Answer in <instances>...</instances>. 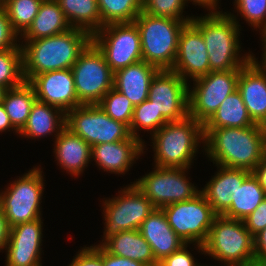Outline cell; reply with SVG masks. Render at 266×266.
Instances as JSON below:
<instances>
[{
  "mask_svg": "<svg viewBox=\"0 0 266 266\" xmlns=\"http://www.w3.org/2000/svg\"><path fill=\"white\" fill-rule=\"evenodd\" d=\"M100 245L110 254L141 262L145 266L159 264L153 256L151 246L139 230L121 231Z\"/></svg>",
  "mask_w": 266,
  "mask_h": 266,
  "instance_id": "obj_26",
  "label": "cell"
},
{
  "mask_svg": "<svg viewBox=\"0 0 266 266\" xmlns=\"http://www.w3.org/2000/svg\"><path fill=\"white\" fill-rule=\"evenodd\" d=\"M204 252L225 266L254 259L253 236L242 220L217 215L203 244Z\"/></svg>",
  "mask_w": 266,
  "mask_h": 266,
  "instance_id": "obj_6",
  "label": "cell"
},
{
  "mask_svg": "<svg viewBox=\"0 0 266 266\" xmlns=\"http://www.w3.org/2000/svg\"><path fill=\"white\" fill-rule=\"evenodd\" d=\"M189 83L172 70H159L150 83L148 99L169 122L189 115Z\"/></svg>",
  "mask_w": 266,
  "mask_h": 266,
  "instance_id": "obj_15",
  "label": "cell"
},
{
  "mask_svg": "<svg viewBox=\"0 0 266 266\" xmlns=\"http://www.w3.org/2000/svg\"><path fill=\"white\" fill-rule=\"evenodd\" d=\"M68 266H103V247L94 245L82 248Z\"/></svg>",
  "mask_w": 266,
  "mask_h": 266,
  "instance_id": "obj_40",
  "label": "cell"
},
{
  "mask_svg": "<svg viewBox=\"0 0 266 266\" xmlns=\"http://www.w3.org/2000/svg\"><path fill=\"white\" fill-rule=\"evenodd\" d=\"M229 266H266V262L258 261L256 259H252L246 262H240L236 264H232Z\"/></svg>",
  "mask_w": 266,
  "mask_h": 266,
  "instance_id": "obj_49",
  "label": "cell"
},
{
  "mask_svg": "<svg viewBox=\"0 0 266 266\" xmlns=\"http://www.w3.org/2000/svg\"><path fill=\"white\" fill-rule=\"evenodd\" d=\"M159 263L186 243L171 228L162 209L155 208L139 229Z\"/></svg>",
  "mask_w": 266,
  "mask_h": 266,
  "instance_id": "obj_21",
  "label": "cell"
},
{
  "mask_svg": "<svg viewBox=\"0 0 266 266\" xmlns=\"http://www.w3.org/2000/svg\"><path fill=\"white\" fill-rule=\"evenodd\" d=\"M24 82L22 49L0 51V85L8 90L19 87Z\"/></svg>",
  "mask_w": 266,
  "mask_h": 266,
  "instance_id": "obj_34",
  "label": "cell"
},
{
  "mask_svg": "<svg viewBox=\"0 0 266 266\" xmlns=\"http://www.w3.org/2000/svg\"><path fill=\"white\" fill-rule=\"evenodd\" d=\"M235 7L252 27L261 32L266 28V0H239Z\"/></svg>",
  "mask_w": 266,
  "mask_h": 266,
  "instance_id": "obj_38",
  "label": "cell"
},
{
  "mask_svg": "<svg viewBox=\"0 0 266 266\" xmlns=\"http://www.w3.org/2000/svg\"><path fill=\"white\" fill-rule=\"evenodd\" d=\"M172 71L188 82L208 74L210 64L201 31L192 23H186L179 36L178 51Z\"/></svg>",
  "mask_w": 266,
  "mask_h": 266,
  "instance_id": "obj_16",
  "label": "cell"
},
{
  "mask_svg": "<svg viewBox=\"0 0 266 266\" xmlns=\"http://www.w3.org/2000/svg\"><path fill=\"white\" fill-rule=\"evenodd\" d=\"M13 129L16 133H19V131L12 125L10 118L8 114L5 111V108L2 103H0V132H6V130Z\"/></svg>",
  "mask_w": 266,
  "mask_h": 266,
  "instance_id": "obj_47",
  "label": "cell"
},
{
  "mask_svg": "<svg viewBox=\"0 0 266 266\" xmlns=\"http://www.w3.org/2000/svg\"><path fill=\"white\" fill-rule=\"evenodd\" d=\"M238 1H239V0H235L234 5H236ZM217 2H218V0H217Z\"/></svg>",
  "mask_w": 266,
  "mask_h": 266,
  "instance_id": "obj_54",
  "label": "cell"
},
{
  "mask_svg": "<svg viewBox=\"0 0 266 266\" xmlns=\"http://www.w3.org/2000/svg\"><path fill=\"white\" fill-rule=\"evenodd\" d=\"M155 170L135 181L138 189L151 201L155 208L195 198L201 193L186 178L189 168H161ZM186 171V173H185Z\"/></svg>",
  "mask_w": 266,
  "mask_h": 266,
  "instance_id": "obj_14",
  "label": "cell"
},
{
  "mask_svg": "<svg viewBox=\"0 0 266 266\" xmlns=\"http://www.w3.org/2000/svg\"><path fill=\"white\" fill-rule=\"evenodd\" d=\"M43 0H8L3 7L6 9L13 30L22 35L38 14Z\"/></svg>",
  "mask_w": 266,
  "mask_h": 266,
  "instance_id": "obj_35",
  "label": "cell"
},
{
  "mask_svg": "<svg viewBox=\"0 0 266 266\" xmlns=\"http://www.w3.org/2000/svg\"><path fill=\"white\" fill-rule=\"evenodd\" d=\"M167 122L169 121L161 113H157L153 101L147 99L141 104L134 106L133 118L129 131L132 137L139 139L144 144L137 133L138 131L142 129L150 132L152 131L151 133L154 134Z\"/></svg>",
  "mask_w": 266,
  "mask_h": 266,
  "instance_id": "obj_33",
  "label": "cell"
},
{
  "mask_svg": "<svg viewBox=\"0 0 266 266\" xmlns=\"http://www.w3.org/2000/svg\"><path fill=\"white\" fill-rule=\"evenodd\" d=\"M219 170L202 188L201 193L217 215H223L231 206V195L252 173L245 169L228 168L216 165Z\"/></svg>",
  "mask_w": 266,
  "mask_h": 266,
  "instance_id": "obj_22",
  "label": "cell"
},
{
  "mask_svg": "<svg viewBox=\"0 0 266 266\" xmlns=\"http://www.w3.org/2000/svg\"><path fill=\"white\" fill-rule=\"evenodd\" d=\"M256 125L238 90L226 97L219 108L203 124V128H243Z\"/></svg>",
  "mask_w": 266,
  "mask_h": 266,
  "instance_id": "obj_28",
  "label": "cell"
},
{
  "mask_svg": "<svg viewBox=\"0 0 266 266\" xmlns=\"http://www.w3.org/2000/svg\"><path fill=\"white\" fill-rule=\"evenodd\" d=\"M253 175L258 179L259 184L266 192V156L252 171Z\"/></svg>",
  "mask_w": 266,
  "mask_h": 266,
  "instance_id": "obj_46",
  "label": "cell"
},
{
  "mask_svg": "<svg viewBox=\"0 0 266 266\" xmlns=\"http://www.w3.org/2000/svg\"><path fill=\"white\" fill-rule=\"evenodd\" d=\"M72 28L55 0L41 3L38 14L29 28L20 36L24 40H38L63 33Z\"/></svg>",
  "mask_w": 266,
  "mask_h": 266,
  "instance_id": "obj_27",
  "label": "cell"
},
{
  "mask_svg": "<svg viewBox=\"0 0 266 266\" xmlns=\"http://www.w3.org/2000/svg\"><path fill=\"white\" fill-rule=\"evenodd\" d=\"M6 88L3 87L2 85H0V103H2V100L4 98L5 92H6Z\"/></svg>",
  "mask_w": 266,
  "mask_h": 266,
  "instance_id": "obj_51",
  "label": "cell"
},
{
  "mask_svg": "<svg viewBox=\"0 0 266 266\" xmlns=\"http://www.w3.org/2000/svg\"><path fill=\"white\" fill-rule=\"evenodd\" d=\"M72 133L80 136L91 147L128 139L129 127L109 117L98 104L80 105L66 113V124Z\"/></svg>",
  "mask_w": 266,
  "mask_h": 266,
  "instance_id": "obj_10",
  "label": "cell"
},
{
  "mask_svg": "<svg viewBox=\"0 0 266 266\" xmlns=\"http://www.w3.org/2000/svg\"><path fill=\"white\" fill-rule=\"evenodd\" d=\"M186 0H142V11L152 16L169 17L191 22L193 17H183Z\"/></svg>",
  "mask_w": 266,
  "mask_h": 266,
  "instance_id": "obj_37",
  "label": "cell"
},
{
  "mask_svg": "<svg viewBox=\"0 0 266 266\" xmlns=\"http://www.w3.org/2000/svg\"><path fill=\"white\" fill-rule=\"evenodd\" d=\"M121 191L120 195L105 199L103 203L105 230L102 243L121 231L139 230L142 222L155 209L134 183Z\"/></svg>",
  "mask_w": 266,
  "mask_h": 266,
  "instance_id": "obj_12",
  "label": "cell"
},
{
  "mask_svg": "<svg viewBox=\"0 0 266 266\" xmlns=\"http://www.w3.org/2000/svg\"><path fill=\"white\" fill-rule=\"evenodd\" d=\"M18 34L13 30L6 9L0 5V51L21 48Z\"/></svg>",
  "mask_w": 266,
  "mask_h": 266,
  "instance_id": "obj_39",
  "label": "cell"
},
{
  "mask_svg": "<svg viewBox=\"0 0 266 266\" xmlns=\"http://www.w3.org/2000/svg\"><path fill=\"white\" fill-rule=\"evenodd\" d=\"M151 135L155 166L161 168H189L199 143L204 142L203 124L189 115L167 122Z\"/></svg>",
  "mask_w": 266,
  "mask_h": 266,
  "instance_id": "obj_4",
  "label": "cell"
},
{
  "mask_svg": "<svg viewBox=\"0 0 266 266\" xmlns=\"http://www.w3.org/2000/svg\"><path fill=\"white\" fill-rule=\"evenodd\" d=\"M98 105L109 117L130 127L134 105L125 95L111 88Z\"/></svg>",
  "mask_w": 266,
  "mask_h": 266,
  "instance_id": "obj_36",
  "label": "cell"
},
{
  "mask_svg": "<svg viewBox=\"0 0 266 266\" xmlns=\"http://www.w3.org/2000/svg\"><path fill=\"white\" fill-rule=\"evenodd\" d=\"M63 10L72 28L88 32L91 36L104 25L97 0H55Z\"/></svg>",
  "mask_w": 266,
  "mask_h": 266,
  "instance_id": "obj_29",
  "label": "cell"
},
{
  "mask_svg": "<svg viewBox=\"0 0 266 266\" xmlns=\"http://www.w3.org/2000/svg\"><path fill=\"white\" fill-rule=\"evenodd\" d=\"M66 113L61 109L39 100L32 105L29 118L19 135L26 138H41L56 132L55 138L65 128Z\"/></svg>",
  "mask_w": 266,
  "mask_h": 266,
  "instance_id": "obj_25",
  "label": "cell"
},
{
  "mask_svg": "<svg viewBox=\"0 0 266 266\" xmlns=\"http://www.w3.org/2000/svg\"><path fill=\"white\" fill-rule=\"evenodd\" d=\"M265 130V139H266V123L263 125Z\"/></svg>",
  "mask_w": 266,
  "mask_h": 266,
  "instance_id": "obj_53",
  "label": "cell"
},
{
  "mask_svg": "<svg viewBox=\"0 0 266 266\" xmlns=\"http://www.w3.org/2000/svg\"><path fill=\"white\" fill-rule=\"evenodd\" d=\"M103 266H145L143 263L132 259L110 254L103 248Z\"/></svg>",
  "mask_w": 266,
  "mask_h": 266,
  "instance_id": "obj_43",
  "label": "cell"
},
{
  "mask_svg": "<svg viewBox=\"0 0 266 266\" xmlns=\"http://www.w3.org/2000/svg\"><path fill=\"white\" fill-rule=\"evenodd\" d=\"M203 147L213 164L250 172L266 156L264 126L203 128Z\"/></svg>",
  "mask_w": 266,
  "mask_h": 266,
  "instance_id": "obj_1",
  "label": "cell"
},
{
  "mask_svg": "<svg viewBox=\"0 0 266 266\" xmlns=\"http://www.w3.org/2000/svg\"><path fill=\"white\" fill-rule=\"evenodd\" d=\"M188 244L183 245L176 252L165 257L159 262L160 266H203L197 264L194 256L187 250Z\"/></svg>",
  "mask_w": 266,
  "mask_h": 266,
  "instance_id": "obj_42",
  "label": "cell"
},
{
  "mask_svg": "<svg viewBox=\"0 0 266 266\" xmlns=\"http://www.w3.org/2000/svg\"><path fill=\"white\" fill-rule=\"evenodd\" d=\"M239 72L211 71L194 79L193 89L189 88V116L204 124L226 97L237 90Z\"/></svg>",
  "mask_w": 266,
  "mask_h": 266,
  "instance_id": "obj_13",
  "label": "cell"
},
{
  "mask_svg": "<svg viewBox=\"0 0 266 266\" xmlns=\"http://www.w3.org/2000/svg\"><path fill=\"white\" fill-rule=\"evenodd\" d=\"M54 144L59 165L73 176L83 173L91 160L92 147L66 127L56 137Z\"/></svg>",
  "mask_w": 266,
  "mask_h": 266,
  "instance_id": "obj_24",
  "label": "cell"
},
{
  "mask_svg": "<svg viewBox=\"0 0 266 266\" xmlns=\"http://www.w3.org/2000/svg\"><path fill=\"white\" fill-rule=\"evenodd\" d=\"M243 222L253 237L266 227V198Z\"/></svg>",
  "mask_w": 266,
  "mask_h": 266,
  "instance_id": "obj_41",
  "label": "cell"
},
{
  "mask_svg": "<svg viewBox=\"0 0 266 266\" xmlns=\"http://www.w3.org/2000/svg\"><path fill=\"white\" fill-rule=\"evenodd\" d=\"M9 233L10 227L7 223V219L5 218L4 213L0 210V250L5 249Z\"/></svg>",
  "mask_w": 266,
  "mask_h": 266,
  "instance_id": "obj_45",
  "label": "cell"
},
{
  "mask_svg": "<svg viewBox=\"0 0 266 266\" xmlns=\"http://www.w3.org/2000/svg\"><path fill=\"white\" fill-rule=\"evenodd\" d=\"M42 218L10 228L5 245L6 266H42Z\"/></svg>",
  "mask_w": 266,
  "mask_h": 266,
  "instance_id": "obj_17",
  "label": "cell"
},
{
  "mask_svg": "<svg viewBox=\"0 0 266 266\" xmlns=\"http://www.w3.org/2000/svg\"><path fill=\"white\" fill-rule=\"evenodd\" d=\"M134 23L141 37L142 59L159 70H172L179 36L187 21L141 12Z\"/></svg>",
  "mask_w": 266,
  "mask_h": 266,
  "instance_id": "obj_5",
  "label": "cell"
},
{
  "mask_svg": "<svg viewBox=\"0 0 266 266\" xmlns=\"http://www.w3.org/2000/svg\"><path fill=\"white\" fill-rule=\"evenodd\" d=\"M91 41L88 32L77 28L38 40H25L20 45L25 82L40 73L71 69Z\"/></svg>",
  "mask_w": 266,
  "mask_h": 266,
  "instance_id": "obj_2",
  "label": "cell"
},
{
  "mask_svg": "<svg viewBox=\"0 0 266 266\" xmlns=\"http://www.w3.org/2000/svg\"><path fill=\"white\" fill-rule=\"evenodd\" d=\"M159 69L144 60L114 72L113 88L136 106L148 99L150 83Z\"/></svg>",
  "mask_w": 266,
  "mask_h": 266,
  "instance_id": "obj_23",
  "label": "cell"
},
{
  "mask_svg": "<svg viewBox=\"0 0 266 266\" xmlns=\"http://www.w3.org/2000/svg\"><path fill=\"white\" fill-rule=\"evenodd\" d=\"M230 208L223 214L227 218L244 220L266 198V192L251 173L231 195Z\"/></svg>",
  "mask_w": 266,
  "mask_h": 266,
  "instance_id": "obj_30",
  "label": "cell"
},
{
  "mask_svg": "<svg viewBox=\"0 0 266 266\" xmlns=\"http://www.w3.org/2000/svg\"><path fill=\"white\" fill-rule=\"evenodd\" d=\"M237 90L251 119L260 125L266 123V66L253 56L239 72Z\"/></svg>",
  "mask_w": 266,
  "mask_h": 266,
  "instance_id": "obj_19",
  "label": "cell"
},
{
  "mask_svg": "<svg viewBox=\"0 0 266 266\" xmlns=\"http://www.w3.org/2000/svg\"><path fill=\"white\" fill-rule=\"evenodd\" d=\"M260 34H262L261 36H262V42H263V46H264V53H263V60L262 61H260L261 63L260 64H262V65H265L266 66V28L260 33Z\"/></svg>",
  "mask_w": 266,
  "mask_h": 266,
  "instance_id": "obj_50",
  "label": "cell"
},
{
  "mask_svg": "<svg viewBox=\"0 0 266 266\" xmlns=\"http://www.w3.org/2000/svg\"><path fill=\"white\" fill-rule=\"evenodd\" d=\"M191 22L201 31L204 39L210 71L240 70L252 54L240 58V29L236 15L210 12L202 17H194Z\"/></svg>",
  "mask_w": 266,
  "mask_h": 266,
  "instance_id": "obj_3",
  "label": "cell"
},
{
  "mask_svg": "<svg viewBox=\"0 0 266 266\" xmlns=\"http://www.w3.org/2000/svg\"><path fill=\"white\" fill-rule=\"evenodd\" d=\"M92 42L113 72L143 60L140 32L134 22L104 25L92 35Z\"/></svg>",
  "mask_w": 266,
  "mask_h": 266,
  "instance_id": "obj_11",
  "label": "cell"
},
{
  "mask_svg": "<svg viewBox=\"0 0 266 266\" xmlns=\"http://www.w3.org/2000/svg\"><path fill=\"white\" fill-rule=\"evenodd\" d=\"M8 0H0V5H4Z\"/></svg>",
  "mask_w": 266,
  "mask_h": 266,
  "instance_id": "obj_52",
  "label": "cell"
},
{
  "mask_svg": "<svg viewBox=\"0 0 266 266\" xmlns=\"http://www.w3.org/2000/svg\"><path fill=\"white\" fill-rule=\"evenodd\" d=\"M80 105L98 104L113 88L114 72L91 41L71 68Z\"/></svg>",
  "mask_w": 266,
  "mask_h": 266,
  "instance_id": "obj_8",
  "label": "cell"
},
{
  "mask_svg": "<svg viewBox=\"0 0 266 266\" xmlns=\"http://www.w3.org/2000/svg\"><path fill=\"white\" fill-rule=\"evenodd\" d=\"M28 83L33 87L37 100L57 107L64 113L80 106L71 69L40 73Z\"/></svg>",
  "mask_w": 266,
  "mask_h": 266,
  "instance_id": "obj_18",
  "label": "cell"
},
{
  "mask_svg": "<svg viewBox=\"0 0 266 266\" xmlns=\"http://www.w3.org/2000/svg\"><path fill=\"white\" fill-rule=\"evenodd\" d=\"M254 259L266 262V227L253 237Z\"/></svg>",
  "mask_w": 266,
  "mask_h": 266,
  "instance_id": "obj_44",
  "label": "cell"
},
{
  "mask_svg": "<svg viewBox=\"0 0 266 266\" xmlns=\"http://www.w3.org/2000/svg\"><path fill=\"white\" fill-rule=\"evenodd\" d=\"M44 186L42 171L34 167L0 193V210L10 228L41 218Z\"/></svg>",
  "mask_w": 266,
  "mask_h": 266,
  "instance_id": "obj_7",
  "label": "cell"
},
{
  "mask_svg": "<svg viewBox=\"0 0 266 266\" xmlns=\"http://www.w3.org/2000/svg\"><path fill=\"white\" fill-rule=\"evenodd\" d=\"M174 232L186 243H194L204 252L210 228L217 214L200 193L195 198L168 204L161 208Z\"/></svg>",
  "mask_w": 266,
  "mask_h": 266,
  "instance_id": "obj_9",
  "label": "cell"
},
{
  "mask_svg": "<svg viewBox=\"0 0 266 266\" xmlns=\"http://www.w3.org/2000/svg\"><path fill=\"white\" fill-rule=\"evenodd\" d=\"M36 99L35 91L28 82H24L19 87L6 90L2 104L12 125L18 131L26 124Z\"/></svg>",
  "mask_w": 266,
  "mask_h": 266,
  "instance_id": "obj_31",
  "label": "cell"
},
{
  "mask_svg": "<svg viewBox=\"0 0 266 266\" xmlns=\"http://www.w3.org/2000/svg\"><path fill=\"white\" fill-rule=\"evenodd\" d=\"M187 2L188 1H193L192 3L194 4H197L199 6H203V7H206V9L208 10H212L211 12H223V11H217V0H186Z\"/></svg>",
  "mask_w": 266,
  "mask_h": 266,
  "instance_id": "obj_48",
  "label": "cell"
},
{
  "mask_svg": "<svg viewBox=\"0 0 266 266\" xmlns=\"http://www.w3.org/2000/svg\"><path fill=\"white\" fill-rule=\"evenodd\" d=\"M144 148L139 139L130 136L123 141L92 146L91 159H94L104 172L125 174L134 160L143 154Z\"/></svg>",
  "mask_w": 266,
  "mask_h": 266,
  "instance_id": "obj_20",
  "label": "cell"
},
{
  "mask_svg": "<svg viewBox=\"0 0 266 266\" xmlns=\"http://www.w3.org/2000/svg\"><path fill=\"white\" fill-rule=\"evenodd\" d=\"M103 25L132 23L142 12V0H97Z\"/></svg>",
  "mask_w": 266,
  "mask_h": 266,
  "instance_id": "obj_32",
  "label": "cell"
}]
</instances>
